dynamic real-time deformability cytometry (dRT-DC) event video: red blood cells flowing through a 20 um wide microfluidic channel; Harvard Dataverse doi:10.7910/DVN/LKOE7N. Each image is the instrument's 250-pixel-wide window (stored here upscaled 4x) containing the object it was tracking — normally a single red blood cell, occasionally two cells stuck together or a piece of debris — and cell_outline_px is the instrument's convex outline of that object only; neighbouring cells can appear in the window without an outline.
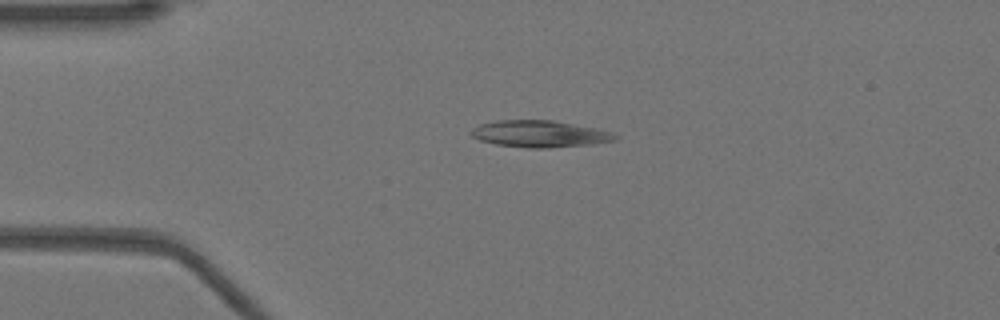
{"species": "Egyptian fruit bat (a non-hibernating species)", "species_latin": "Rousettus aegyptiacus", "temperature_condition": "warm", "stored_images_in_passage": 40, "camera_frame_rate_fps": 3000, "um_per_image_px": 0.085, "animal": {"sex": "female"}, "frame": {"image": 1, "passage_image": 1, "time_ms": 0.0, "image_size_px": [1000, 320], "cell_outline_px": [[620, 136], [616, 140], [592, 144], [548, 148], [528, 148], [496, 144], [480, 140], [472, 136], [468, 132], [472, 128], [480, 124], [496, 120], [552, 120], [596, 128], [612, 132]], "centroid_in_image_um": [45.87, 11.38], "position_along_channel_um": 39.1, "area_um2": 22.54}}
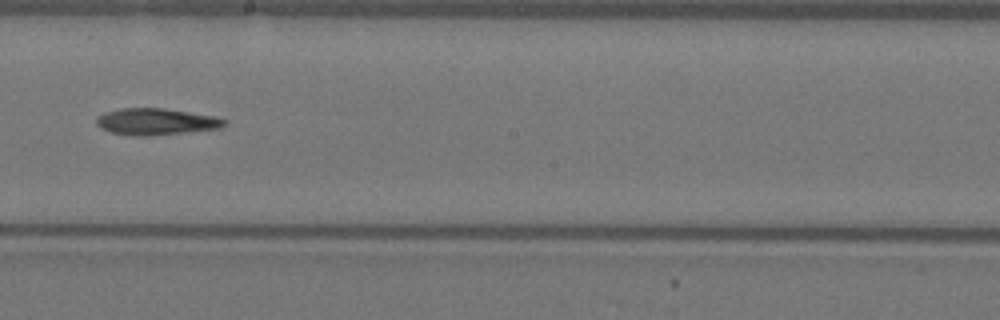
{"frame": {"image": 2, "passage_image": 18, "time_ms": 5.667, "image_size_px": [1000, 320], "cell_outline_px": [[228, 124], [220, 128], [148, 136], [132, 136], [112, 132], [100, 128], [96, 124], [96, 120], [104, 112], [120, 108], [164, 108], [216, 116], [228, 120]], "centroid_in_image_um": [13.29, 10.33], "position_along_channel_um": 234.9, "area_um2": 19.88}}
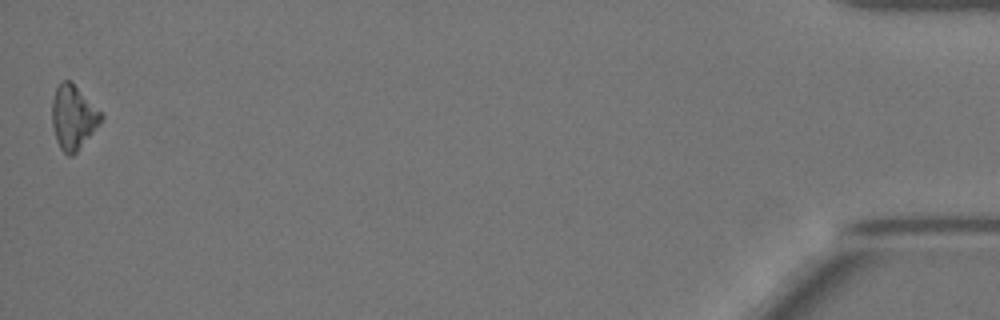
{"frame": {"image": 3, "passage_image": 40, "time_ms": 13.0, "image_size_px": [1000, 320], "cell_outline_px": [[104, 120], [76, 152], [72, 156], [68, 156], [60, 148], [56, 140], [52, 124], [52, 100], [56, 88], [64, 80], [72, 80], [104, 116]], "centroid_in_image_um": [6.23, 9.96], "position_along_channel_um": 429.0, "area_um2": 18.38}, "authors_computed_cell_mechanics": {"area_um2": 19.363, "velocity_mm_per_s": 3.9398, "shape_relaxation_time_tau1_ms": 3.9122, "shape_relaxation_time_tau2_ms": null, "deformation_change_tau1": 0.1318, "deformation_change_tau2": null}}